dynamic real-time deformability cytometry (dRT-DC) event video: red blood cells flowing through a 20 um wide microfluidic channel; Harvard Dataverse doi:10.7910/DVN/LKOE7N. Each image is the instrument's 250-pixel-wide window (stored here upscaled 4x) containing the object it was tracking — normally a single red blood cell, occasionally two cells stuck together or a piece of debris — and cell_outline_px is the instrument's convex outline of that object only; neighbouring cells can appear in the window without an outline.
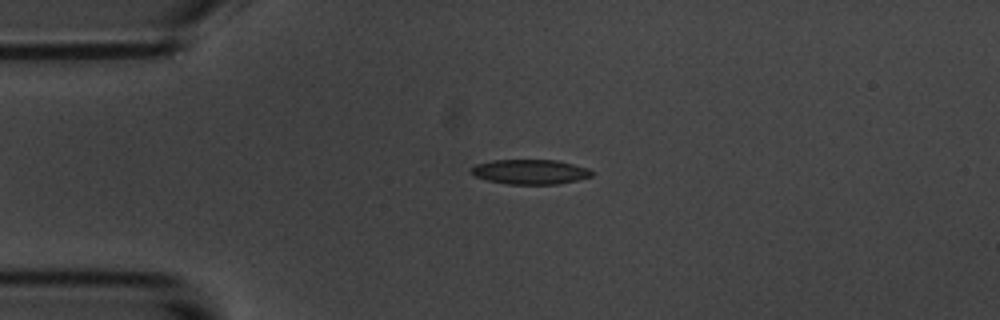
{"species": "common noctule bat (a hibernating species)", "species_latin": "Nyctalus noctula", "temperature_condition": "room temperature", "stored_images_in_passage": 44, "camera_frame_rate_fps": 3000, "um_per_image_px": 0.085, "animal": {"sex": "male", "body_mass_g": 20.1, "forearm_length_mm": 53.5}, "frame": {"image": 1, "passage_image": 1, "time_ms": 0.0, "image_size_px": [1000, 320], "cell_outline_px": [[596, 172], [592, 176], [560, 184], [508, 184], [488, 180], [472, 176], [468, 172], [468, 168], [476, 164], [492, 160], [556, 160], [588, 168]], "centroid_in_image_um": [45.02, 14.6], "position_along_channel_um": 40.0, "area_um2": 17.63}}
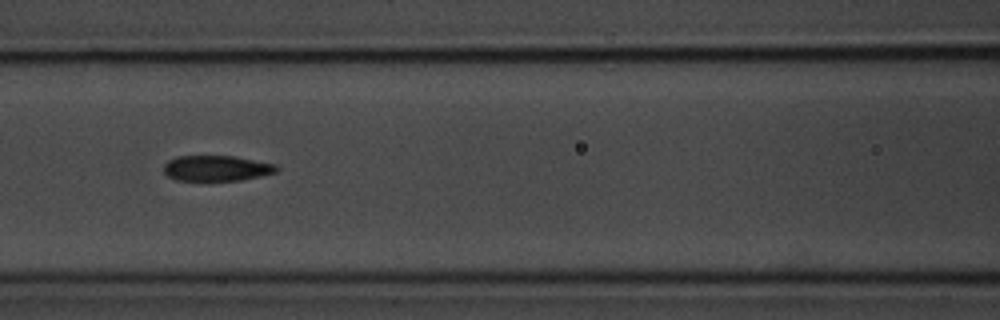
{"frame": {"image": 2, "passage_image": 12, "time_ms": 3.667, "image_size_px": [1000, 320], "cell_outline_px": [[280, 168], [276, 172], [260, 176], [240, 180], [176, 180], [168, 176], [164, 172], [164, 164], [168, 160], [176, 156], [232, 156], [276, 164]], "centroid_in_image_um": [18.4, 14.29], "position_along_channel_um": 148.2, "area_um2": 16.7}}
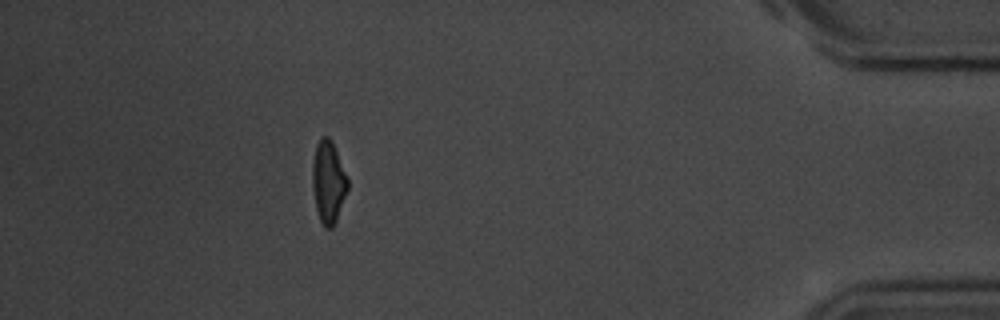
{"frame": {"image": 3, "passage_image": 38, "time_ms": 12.333, "image_size_px": [1000, 320], "cell_outline_px": [[348, 188], [336, 220], [332, 228], [324, 228], [320, 220], [316, 208], [312, 188], [312, 164], [316, 144], [320, 136], [328, 136], [332, 140], [348, 180]], "centroid_in_image_um": [27.89, 15.44], "position_along_channel_um": 407.3, "area_um2": 16.88}, "authors_computed_cell_mechanics": {"area_um2": 17.34, "velocity_mm_per_s": 3.5986, "shape_relaxation_time_tau1_ms": 4.0431, "shape_relaxation_time_tau2_ms": 4.6269, "deformation_change_tau1": 0.1534, "deformation_change_tau2": 0.1105}}